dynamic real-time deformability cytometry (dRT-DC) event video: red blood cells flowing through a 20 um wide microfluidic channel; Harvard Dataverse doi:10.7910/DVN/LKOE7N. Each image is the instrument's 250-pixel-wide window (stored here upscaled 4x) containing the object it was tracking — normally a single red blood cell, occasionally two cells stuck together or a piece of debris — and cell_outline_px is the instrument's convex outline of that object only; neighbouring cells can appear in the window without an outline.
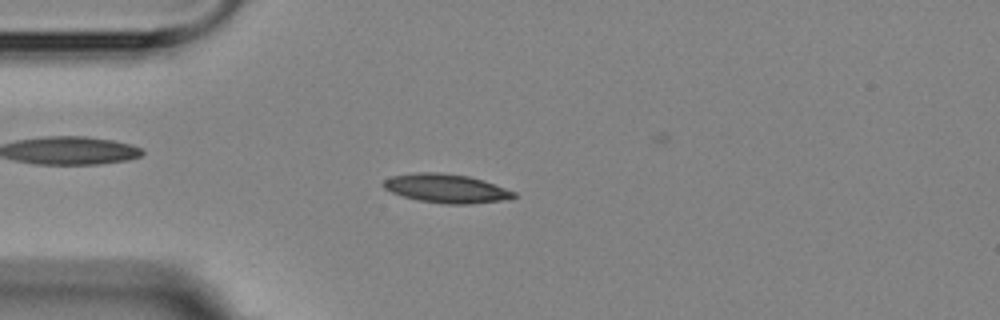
{"species": "Egyptian fruit bat (a non-hibernating species)", "species_latin": "Rousettus aegyptiacus", "temperature_condition": "room temperature", "stored_images_in_passage": 4, "camera_frame_rate_fps": 3000, "um_per_image_px": 0.085, "animal": {"sex": "female"}, "frame": {"image": 1, "passage_image": 4, "time_ms": 3.333, "image_size_px": [1000, 320], "cell_outline_px": [[516, 196], [512, 200], [472, 204], [444, 204], [420, 200], [404, 196], [392, 192], [384, 188], [380, 184], [384, 180], [392, 176], [416, 172], [440, 172], [468, 176], [484, 180], [516, 192]], "centroid_in_image_um": [37.98, 16.02], "position_along_channel_um": 47.0, "area_um2": 22.14}}